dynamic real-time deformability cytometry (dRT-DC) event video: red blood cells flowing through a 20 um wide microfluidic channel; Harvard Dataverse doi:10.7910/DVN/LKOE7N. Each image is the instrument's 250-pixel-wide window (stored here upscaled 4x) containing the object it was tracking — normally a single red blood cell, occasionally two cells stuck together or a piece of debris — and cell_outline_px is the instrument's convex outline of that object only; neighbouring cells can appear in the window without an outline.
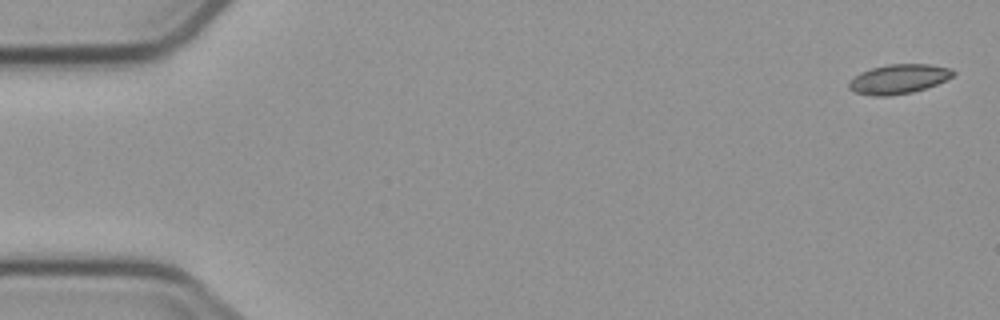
{"species": "common noctule bat (a hibernating species)", "species_latin": "Nyctalus noctula", "temperature_condition": "cold", "stored_images_in_passage": 4, "camera_frame_rate_fps": 3000, "um_per_image_px": 0.085, "animal": {"sex": "male", "body_mass_g": 23.1, "forearm_length_mm": 52.7}, "frame": {"image": 1, "passage_image": 1, "time_ms": 0.0, "image_size_px": [1000, 320], "cell_outline_px": [[956, 72], [952, 76], [936, 84], [912, 92], [888, 96], [872, 96], [856, 92], [848, 88], [848, 80], [860, 72], [872, 68], [888, 64], [928, 64], [952, 68]], "centroid_in_image_um": [76.35, 6.71], "position_along_channel_um": 8.7, "area_um2": 17.86}}